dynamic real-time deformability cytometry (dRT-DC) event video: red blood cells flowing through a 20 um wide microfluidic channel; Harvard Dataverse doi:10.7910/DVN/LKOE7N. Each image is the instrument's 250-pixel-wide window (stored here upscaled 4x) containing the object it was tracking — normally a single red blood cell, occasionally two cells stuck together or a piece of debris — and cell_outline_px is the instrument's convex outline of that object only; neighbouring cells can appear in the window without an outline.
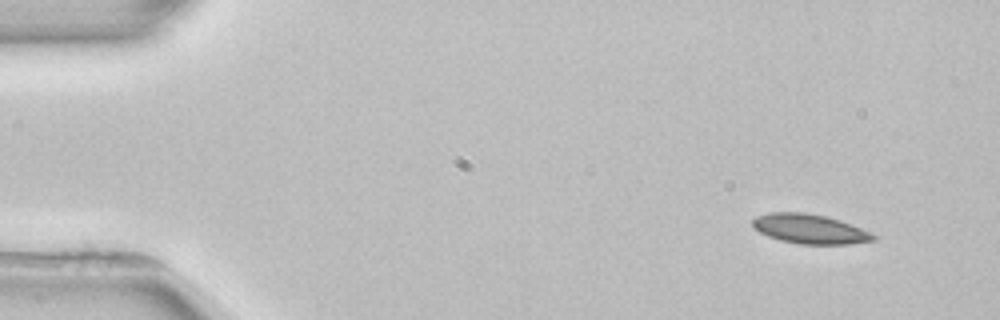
{"species": "common noctule bat (a hibernating species)", "species_latin": "Nyctalus noctula", "temperature_condition": "room temperature", "stored_images_in_passage": 4, "camera_frame_rate_fps": 3000, "um_per_image_px": 0.085, "animal": {"sex": "female", "body_mass_g": 22.7, "forearm_length_mm": 54.2}, "frame": {"image": 1, "passage_image": 1, "time_ms": 0.0, "image_size_px": [1000, 320], "cell_outline_px": [[876, 240], [848, 244], [800, 244], [780, 240], [768, 236], [760, 232], [752, 224], [752, 220], [756, 216], [768, 212], [804, 212], [824, 216], [840, 220], [860, 228], [876, 236]], "centroid_in_image_um": [68.8, 19.45], "position_along_channel_um": 16.2, "area_um2": 20.58}}